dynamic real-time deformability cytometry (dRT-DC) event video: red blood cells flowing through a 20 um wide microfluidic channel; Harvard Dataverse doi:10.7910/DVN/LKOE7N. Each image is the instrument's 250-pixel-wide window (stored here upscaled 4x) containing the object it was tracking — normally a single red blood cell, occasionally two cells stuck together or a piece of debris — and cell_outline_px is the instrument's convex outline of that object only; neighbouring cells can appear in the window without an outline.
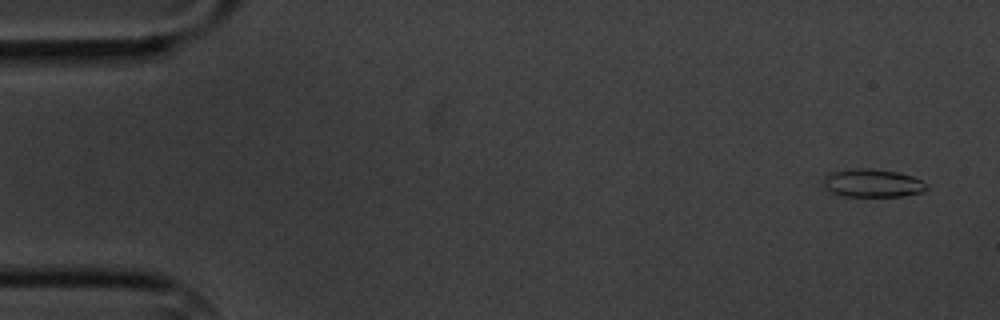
{"species": "common noctule bat (a hibernating species)", "species_latin": "Nyctalus noctula", "temperature_condition": "cold", "stored_images_in_passage": 7, "camera_frame_rate_fps": 3000, "um_per_image_px": 0.085, "animal": {"sex": "male", "body_mass_g": 20.1, "forearm_length_mm": 53.5}, "frame": {"image": 1, "passage_image": 1, "time_ms": 0.0, "image_size_px": [1000, 320], "cell_outline_px": [[928, 188], [920, 192], [904, 196], [844, 196], [820, 188], [820, 180], [828, 172], [856, 168], [868, 168], [896, 172], [912, 176], [920, 180]], "centroid_in_image_um": [74.02, 15.56], "position_along_channel_um": 11.0, "area_um2": 17.11}}
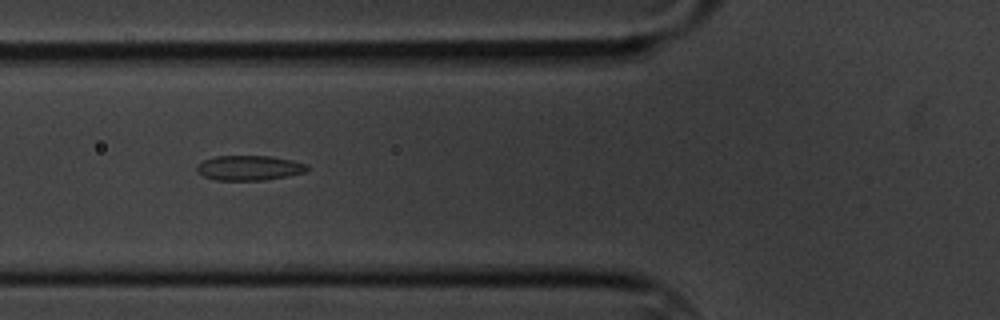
{"frame": {"image": 2, "passage_image": 6, "time_ms": 6.0, "image_size_px": [1000, 320], "cell_outline_px": [[308, 172], [288, 176], [264, 180], [216, 180], [204, 176], [196, 168], [196, 164], [204, 160], [216, 156], [272, 156], [292, 160], [308, 164]], "centroid_in_image_um": [21.23, 14.27], "position_along_channel_um": 104.6, "area_um2": 16.07}}
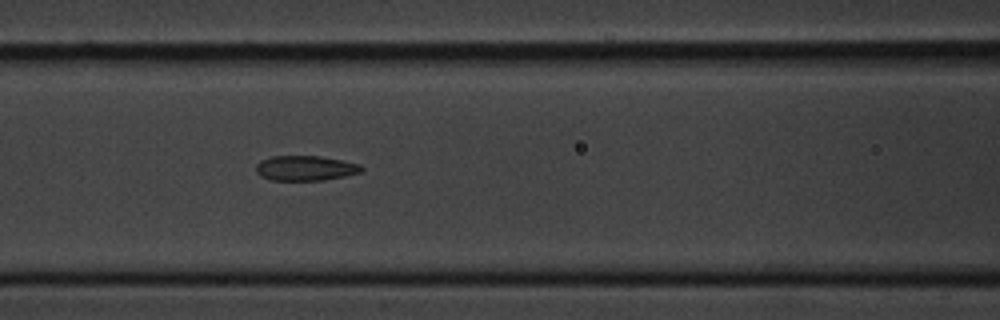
{"frame": {"image": 3, "passage_image": 7, "time_ms": 7.0, "image_size_px": [1000, 320], "cell_outline_px": [[364, 168], [360, 172], [344, 176], [324, 180], [272, 180], [260, 176], [256, 172], [256, 164], [260, 160], [272, 156], [320, 156], [360, 164]], "centroid_in_image_um": [25.93, 14.29], "position_along_channel_um": 140.7, "area_um2": 15.32}}